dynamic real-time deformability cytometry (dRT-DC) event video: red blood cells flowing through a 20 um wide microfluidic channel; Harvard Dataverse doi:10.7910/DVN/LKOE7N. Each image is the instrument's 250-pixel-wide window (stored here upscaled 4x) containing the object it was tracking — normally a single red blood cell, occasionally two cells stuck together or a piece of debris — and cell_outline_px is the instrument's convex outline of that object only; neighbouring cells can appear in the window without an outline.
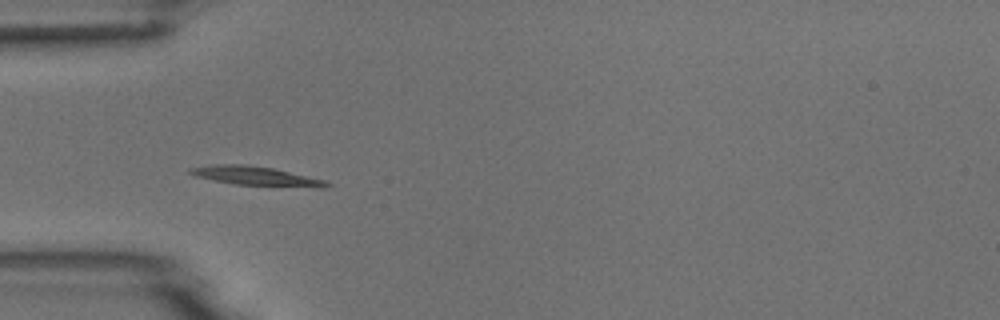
{"species": "common noctule bat (a hibernating species)", "species_latin": "Nyctalus noctula", "temperature_condition": "room temperature", "stored_images_in_passage": 7, "camera_frame_rate_fps": 3000, "um_per_image_px": 0.085, "animal": {"sex": "male", "body_mass_g": 18.8}, "frame": {"image": 1, "passage_image": 6, "time_ms": 5.667, "image_size_px": [1000, 320], "cell_outline_px": [[332, 184], [324, 188], [320, 188], [236, 184], [196, 176], [188, 172], [188, 168], [212, 164], [244, 164], [272, 168], [324, 180]], "centroid_in_image_um": [21.76, 14.96], "position_along_channel_um": 63.2, "area_um2": 14.97}}